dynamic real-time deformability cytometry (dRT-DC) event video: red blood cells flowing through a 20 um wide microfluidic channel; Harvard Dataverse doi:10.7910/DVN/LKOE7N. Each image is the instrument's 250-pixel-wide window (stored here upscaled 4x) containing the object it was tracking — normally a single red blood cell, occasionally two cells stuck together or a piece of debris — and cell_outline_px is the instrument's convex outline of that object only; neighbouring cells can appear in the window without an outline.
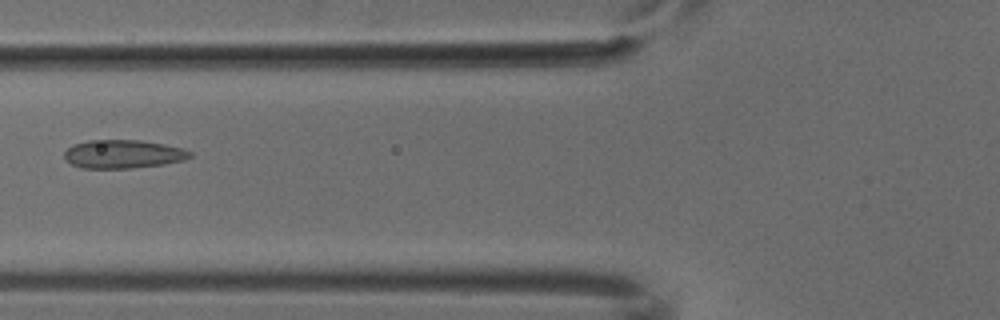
{"species": "common noctule bat (a hibernating species)", "species_latin": "Nyctalus noctula", "temperature_condition": "cold", "stored_images_in_passage": 5, "camera_frame_rate_fps": 3000, "um_per_image_px": 0.085, "animal": {"sex": "male", "body_mass_g": 18.8}, "frame": {"image": 1, "passage_image": 5, "time_ms": 1.333, "image_size_px": [1000, 320], "cell_outline_px": [[192, 156], [184, 160], [164, 164], [132, 168], [80, 168], [64, 160], [64, 152], [72, 144], [88, 140], [140, 140], [164, 144], [180, 148], [192, 152]], "centroid_in_image_um": [10.43, 13.1], "position_along_channel_um": 115.4, "area_um2": 20.92}}